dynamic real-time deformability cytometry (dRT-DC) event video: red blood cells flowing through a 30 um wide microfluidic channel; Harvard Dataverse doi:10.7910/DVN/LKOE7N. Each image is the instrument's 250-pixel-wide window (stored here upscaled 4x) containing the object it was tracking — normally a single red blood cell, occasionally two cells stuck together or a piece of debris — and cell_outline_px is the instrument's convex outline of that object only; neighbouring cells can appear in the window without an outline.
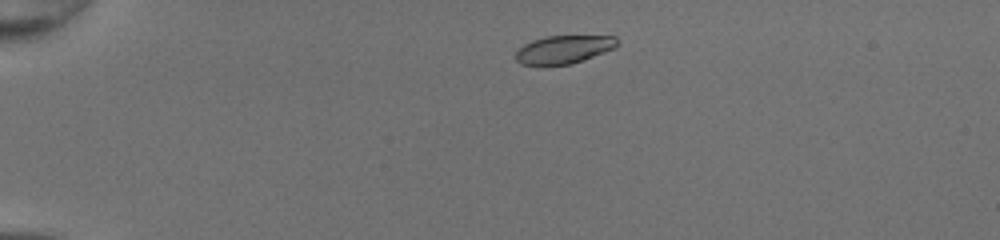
{"species": "common noctule bat (a hibernating species)", "species_latin": "Nyctalus noctula", "temperature_condition": "room temperature", "stored_images_in_passage": 42, "camera_frame_rate_fps": 3000, "um_per_image_px": 0.085, "animal": {"sex": "female", "body_mass_g": 20.0, "forearm_length_mm": 54.0}, "frame": {"image": 1, "passage_image": 4, "time_ms": 1.0, "image_size_px": [1000, 240], "cell_outline_px": [[620, 44], [616, 48], [572, 64], [520, 64], [516, 60], [516, 52], [524, 44], [532, 40], [548, 36], [616, 36]], "centroid_in_image_um": [47.98, 4.19], "position_along_channel_um": 37.0, "area_um2": 16.53}}
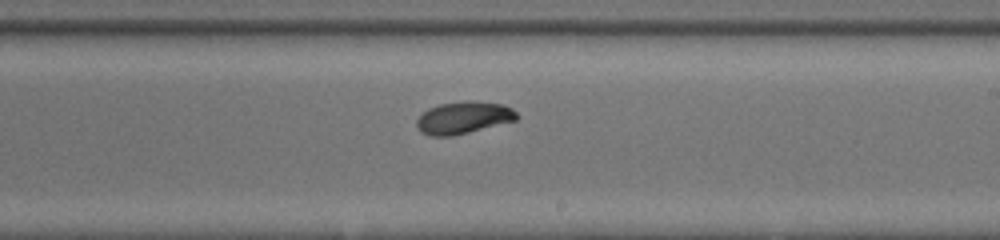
{"frame": {"image": 2, "passage_image": 24, "time_ms": 7.667, "image_size_px": [1000, 240], "cell_outline_px": [[520, 116], [516, 120], [452, 136], [428, 136], [420, 132], [416, 124], [416, 120], [428, 108], [440, 104], [476, 100], [504, 104], [512, 108]], "centroid_in_image_um": [39.4, 10.0], "position_along_channel_um": 249.6, "area_um2": 18.79}}
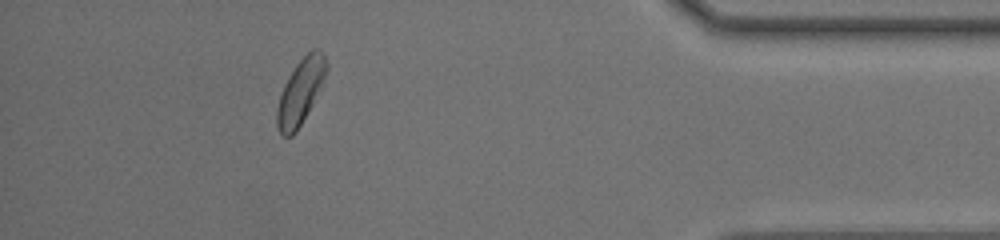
{"frame": {"image": 3, "passage_image": 38, "time_ms": 12.333, "image_size_px": [1000, 240], "cell_outline_px": [[328, 68], [296, 132], [292, 136], [284, 136], [280, 132], [276, 124], [276, 108], [284, 84], [288, 76], [296, 64], [312, 48], [320, 48], [328, 64]], "centroid_in_image_um": [25.5, 7.75], "position_along_channel_um": 409.7, "area_um2": 18.03}, "authors_computed_cell_mechanics": {"area_um2": 18.2648, "velocity_mm_per_s": 4.2332, "shape_relaxation_time_tau1_ms": 3.1564, "shape_relaxation_time_tau2_ms": 2.6927, "deformation_change_tau1": 0.1523, "deformation_change_tau2": 0.0691}}